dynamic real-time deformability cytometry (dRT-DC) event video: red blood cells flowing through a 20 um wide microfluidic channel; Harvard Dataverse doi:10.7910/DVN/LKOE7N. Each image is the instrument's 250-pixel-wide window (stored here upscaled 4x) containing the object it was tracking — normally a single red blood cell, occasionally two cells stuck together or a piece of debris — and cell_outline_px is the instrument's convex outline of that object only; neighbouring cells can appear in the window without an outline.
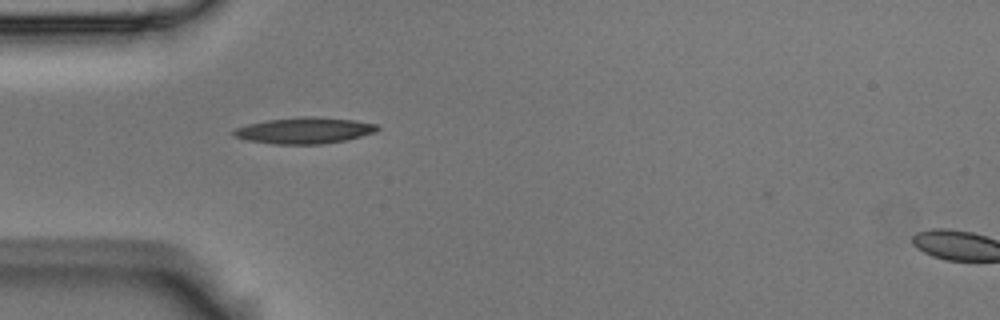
{"species": "Egyptian fruit bat (a non-hibernating species)", "species_latin": "Rousettus aegyptiacus", "temperature_condition": "room temperature", "stored_images_in_passage": 21, "camera_frame_rate_fps": 3000, "um_per_image_px": 0.085, "animal": {"sex": "male"}, "frame": {"image": 1, "passage_image": 1, "time_ms": 0.0, "image_size_px": [1000, 320], "cell_outline_px": [[380, 128], [376, 132], [348, 140], [324, 144], [276, 144], [248, 140], [232, 136], [232, 128], [248, 124], [268, 120], [300, 116], [312, 116], [352, 120], [376, 124]], "centroid_in_image_um": [25.86, 11.09], "position_along_channel_um": 59.1, "area_um2": 22.08}}
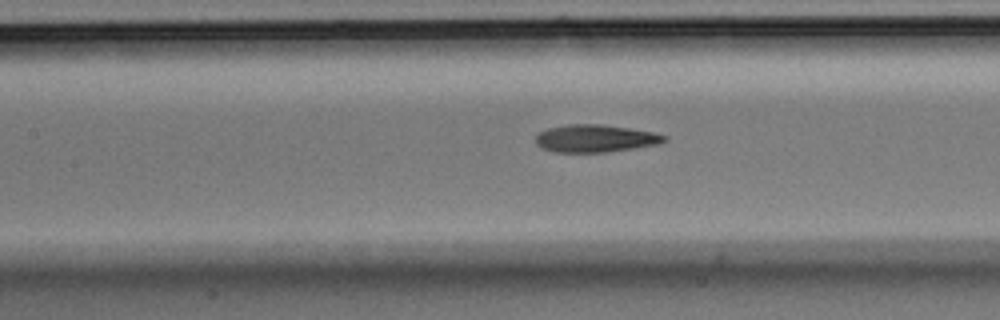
{"frame": {"image": 2, "passage_image": 9, "time_ms": 2.667, "image_size_px": [1000, 320], "cell_outline_px": [[668, 140], [660, 144], [604, 152], [552, 152], [540, 148], [536, 144], [536, 136], [540, 132], [548, 128], [568, 124], [600, 124], [628, 128], [652, 132], [668, 136]], "centroid_in_image_um": [50.59, 11.77], "position_along_channel_um": 156.8, "area_um2": 20.63}}
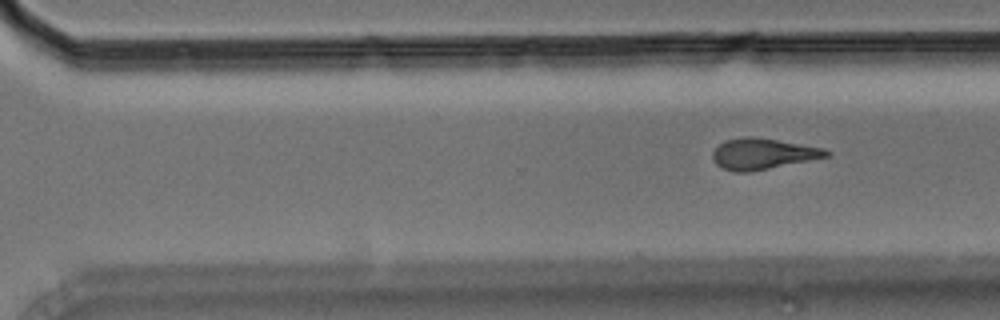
{"frame": {"image": 3, "passage_image": 21, "time_ms": 6.667, "image_size_px": [1000, 320], "cell_outline_px": [[832, 152], [828, 156], [748, 172], [732, 172], [716, 164], [712, 160], [712, 152], [724, 140], [744, 136], [752, 136], [824, 148]], "centroid_in_image_um": [64.79, 13.07], "position_along_channel_um": 305.8, "area_um2": 20.23}}